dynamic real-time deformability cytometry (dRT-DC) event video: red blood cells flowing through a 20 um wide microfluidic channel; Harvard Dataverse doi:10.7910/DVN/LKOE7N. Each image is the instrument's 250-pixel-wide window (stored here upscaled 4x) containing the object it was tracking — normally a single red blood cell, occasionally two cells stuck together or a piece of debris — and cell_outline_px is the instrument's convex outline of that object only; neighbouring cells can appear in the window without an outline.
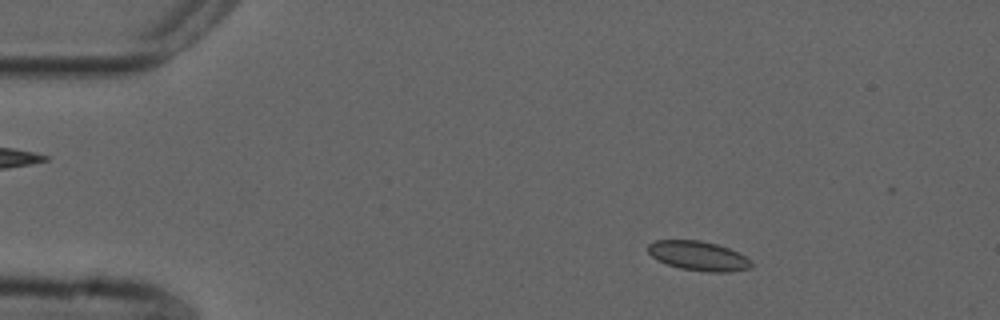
{"species": "common noctule bat (a hibernating species)", "species_latin": "Nyctalus noctula", "temperature_condition": "cold", "stored_images_in_passage": 54, "camera_frame_rate_fps": 3000, "um_per_image_px": 0.085, "animal": {"sex": "male", "forearm_length_mm": 52.5}, "frame": {"image": 1, "passage_image": 8, "time_ms": 2.333, "image_size_px": [1000, 320], "cell_outline_px": [[752, 268], [728, 272], [708, 272], [680, 268], [656, 260], [648, 252], [648, 244], [656, 240], [700, 240], [716, 244], [728, 248], [752, 260]], "centroid_in_image_um": [59.36, 21.75], "position_along_channel_um": 25.6, "area_um2": 17.69}}
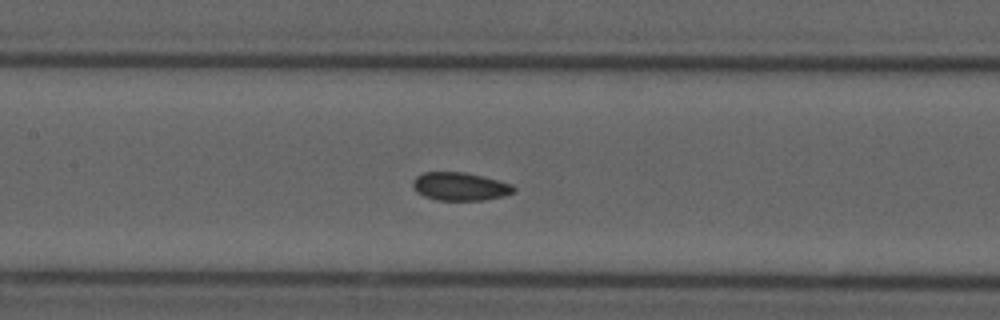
{"frame": {"image": 2, "passage_image": 25, "time_ms": 8.0, "image_size_px": [1000, 320], "cell_outline_px": [[516, 192], [504, 196], [484, 200], [436, 200], [424, 196], [416, 192], [412, 184], [416, 176], [424, 172], [464, 172], [512, 184], [516, 188]], "centroid_in_image_um": [39.11, 15.86], "position_along_channel_um": 168.3, "area_um2": 16.53}}
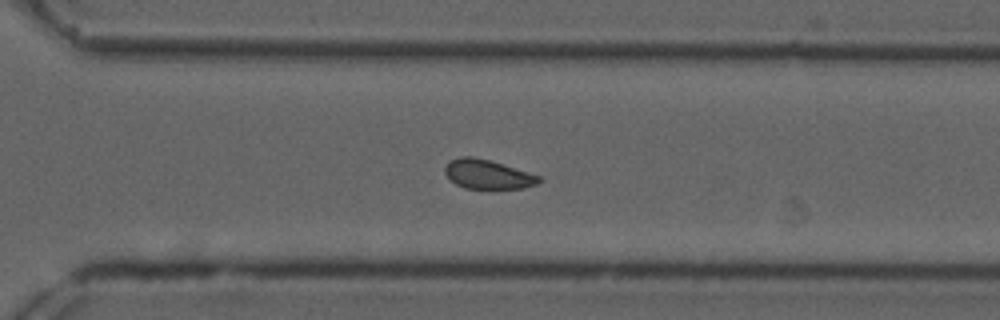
{"frame": {"image": 3, "passage_image": 38, "time_ms": 12.333, "image_size_px": [1000, 320], "cell_outline_px": [[540, 180], [536, 184], [524, 188], [464, 188], [456, 184], [444, 172], [444, 168], [452, 160], [460, 156], [472, 156], [488, 160], [540, 176]], "centroid_in_image_um": [41.43, 14.82], "position_along_channel_um": 329.2, "area_um2": 15.55}, "authors_computed_cell_mechanics": {"area_um2": 16.8198, "velocity_mm_per_s": 3.7284, "shape_relaxation_time_tau1_ms": null, "shape_relaxation_time_tau2_ms": 5.7056, "deformation_change_tau1": null, "deformation_change_tau2": 0.0474}}